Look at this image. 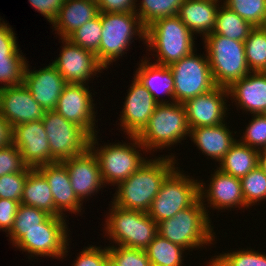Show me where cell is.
<instances>
[{
    "instance_id": "6da1fadb",
    "label": "cell",
    "mask_w": 266,
    "mask_h": 266,
    "mask_svg": "<svg viewBox=\"0 0 266 266\" xmlns=\"http://www.w3.org/2000/svg\"><path fill=\"white\" fill-rule=\"evenodd\" d=\"M156 158L147 159L136 172L116 185L113 204L128 210L149 211L161 184L177 164L172 154Z\"/></svg>"
},
{
    "instance_id": "7a4b0ae2",
    "label": "cell",
    "mask_w": 266,
    "mask_h": 266,
    "mask_svg": "<svg viewBox=\"0 0 266 266\" xmlns=\"http://www.w3.org/2000/svg\"><path fill=\"white\" fill-rule=\"evenodd\" d=\"M194 34L178 15L160 18L146 27L145 44L155 51L156 64L169 66L194 51Z\"/></svg>"
},
{
    "instance_id": "3957f363",
    "label": "cell",
    "mask_w": 266,
    "mask_h": 266,
    "mask_svg": "<svg viewBox=\"0 0 266 266\" xmlns=\"http://www.w3.org/2000/svg\"><path fill=\"white\" fill-rule=\"evenodd\" d=\"M206 207L198 199L192 206L177 212L174 217L158 223V234L186 250L213 244L215 232Z\"/></svg>"
},
{
    "instance_id": "277c9868",
    "label": "cell",
    "mask_w": 266,
    "mask_h": 266,
    "mask_svg": "<svg viewBox=\"0 0 266 266\" xmlns=\"http://www.w3.org/2000/svg\"><path fill=\"white\" fill-rule=\"evenodd\" d=\"M186 111L182 103H159L145 127L136 135L147 152L180 143L189 136ZM171 145V146H170Z\"/></svg>"
},
{
    "instance_id": "5b68a950",
    "label": "cell",
    "mask_w": 266,
    "mask_h": 266,
    "mask_svg": "<svg viewBox=\"0 0 266 266\" xmlns=\"http://www.w3.org/2000/svg\"><path fill=\"white\" fill-rule=\"evenodd\" d=\"M96 137L97 134L90 137L89 150L97 159L104 185L107 183L113 186L117 185L130 177L147 161L139 153L140 149H144L145 153L147 150L136 136H128L132 143L122 144L118 142L112 145L110 143L101 147H96L98 144Z\"/></svg>"
},
{
    "instance_id": "8992f818",
    "label": "cell",
    "mask_w": 266,
    "mask_h": 266,
    "mask_svg": "<svg viewBox=\"0 0 266 266\" xmlns=\"http://www.w3.org/2000/svg\"><path fill=\"white\" fill-rule=\"evenodd\" d=\"M210 69L217 86L228 88L248 75L244 42L210 33L204 38Z\"/></svg>"
},
{
    "instance_id": "52a82bcc",
    "label": "cell",
    "mask_w": 266,
    "mask_h": 266,
    "mask_svg": "<svg viewBox=\"0 0 266 266\" xmlns=\"http://www.w3.org/2000/svg\"><path fill=\"white\" fill-rule=\"evenodd\" d=\"M106 234L118 246L145 250L158 234V223L148 213L111 204Z\"/></svg>"
},
{
    "instance_id": "ba28073f",
    "label": "cell",
    "mask_w": 266,
    "mask_h": 266,
    "mask_svg": "<svg viewBox=\"0 0 266 266\" xmlns=\"http://www.w3.org/2000/svg\"><path fill=\"white\" fill-rule=\"evenodd\" d=\"M102 36L96 53L106 69L124 55L134 35L145 40L146 28L136 13H101Z\"/></svg>"
},
{
    "instance_id": "9c48e42d",
    "label": "cell",
    "mask_w": 266,
    "mask_h": 266,
    "mask_svg": "<svg viewBox=\"0 0 266 266\" xmlns=\"http://www.w3.org/2000/svg\"><path fill=\"white\" fill-rule=\"evenodd\" d=\"M178 168L166 176L147 212L157 223L174 217L199 199L198 180L185 176Z\"/></svg>"
},
{
    "instance_id": "30bf717a",
    "label": "cell",
    "mask_w": 266,
    "mask_h": 266,
    "mask_svg": "<svg viewBox=\"0 0 266 266\" xmlns=\"http://www.w3.org/2000/svg\"><path fill=\"white\" fill-rule=\"evenodd\" d=\"M174 78V102L184 103L206 93L217 85L214 82L207 53L196 55L195 50L169 65Z\"/></svg>"
},
{
    "instance_id": "8fae6325",
    "label": "cell",
    "mask_w": 266,
    "mask_h": 266,
    "mask_svg": "<svg viewBox=\"0 0 266 266\" xmlns=\"http://www.w3.org/2000/svg\"><path fill=\"white\" fill-rule=\"evenodd\" d=\"M42 123L54 162L76 157L89 149L91 136L82 127L66 120L55 110L46 111Z\"/></svg>"
},
{
    "instance_id": "7c38bea8",
    "label": "cell",
    "mask_w": 266,
    "mask_h": 266,
    "mask_svg": "<svg viewBox=\"0 0 266 266\" xmlns=\"http://www.w3.org/2000/svg\"><path fill=\"white\" fill-rule=\"evenodd\" d=\"M63 216H50L41 227L24 231L14 245L22 251L39 257H55L64 259L68 253V228Z\"/></svg>"
},
{
    "instance_id": "4fadbf2b",
    "label": "cell",
    "mask_w": 266,
    "mask_h": 266,
    "mask_svg": "<svg viewBox=\"0 0 266 266\" xmlns=\"http://www.w3.org/2000/svg\"><path fill=\"white\" fill-rule=\"evenodd\" d=\"M60 57L52 62L66 83L88 84L89 79L105 68L95 53L75 45L68 38H62ZM98 72V73H97Z\"/></svg>"
},
{
    "instance_id": "5bb4252c",
    "label": "cell",
    "mask_w": 266,
    "mask_h": 266,
    "mask_svg": "<svg viewBox=\"0 0 266 266\" xmlns=\"http://www.w3.org/2000/svg\"><path fill=\"white\" fill-rule=\"evenodd\" d=\"M86 86L88 85L67 83L58 99L55 111L93 136L96 132L98 134L95 129V104L92 92Z\"/></svg>"
},
{
    "instance_id": "9a60e30c",
    "label": "cell",
    "mask_w": 266,
    "mask_h": 266,
    "mask_svg": "<svg viewBox=\"0 0 266 266\" xmlns=\"http://www.w3.org/2000/svg\"><path fill=\"white\" fill-rule=\"evenodd\" d=\"M12 137L13 144L21 152L27 167L37 169L40 166L55 163L42 120L15 125Z\"/></svg>"
},
{
    "instance_id": "2e32d148",
    "label": "cell",
    "mask_w": 266,
    "mask_h": 266,
    "mask_svg": "<svg viewBox=\"0 0 266 266\" xmlns=\"http://www.w3.org/2000/svg\"><path fill=\"white\" fill-rule=\"evenodd\" d=\"M228 88L216 86L212 90L183 103L190 128L217 126L225 122Z\"/></svg>"
},
{
    "instance_id": "e0dca14e",
    "label": "cell",
    "mask_w": 266,
    "mask_h": 266,
    "mask_svg": "<svg viewBox=\"0 0 266 266\" xmlns=\"http://www.w3.org/2000/svg\"><path fill=\"white\" fill-rule=\"evenodd\" d=\"M45 109L33 98L23 84L0 88V114L11 124L42 120Z\"/></svg>"
},
{
    "instance_id": "ac0fdd59",
    "label": "cell",
    "mask_w": 266,
    "mask_h": 266,
    "mask_svg": "<svg viewBox=\"0 0 266 266\" xmlns=\"http://www.w3.org/2000/svg\"><path fill=\"white\" fill-rule=\"evenodd\" d=\"M125 98L120 126L128 136H136L148 123L158 105L151 93L134 76Z\"/></svg>"
},
{
    "instance_id": "d6986e66",
    "label": "cell",
    "mask_w": 266,
    "mask_h": 266,
    "mask_svg": "<svg viewBox=\"0 0 266 266\" xmlns=\"http://www.w3.org/2000/svg\"><path fill=\"white\" fill-rule=\"evenodd\" d=\"M28 61L24 71V85L33 95L34 100L45 111L55 110L66 81L51 63L40 70H30Z\"/></svg>"
},
{
    "instance_id": "ffe728a7",
    "label": "cell",
    "mask_w": 266,
    "mask_h": 266,
    "mask_svg": "<svg viewBox=\"0 0 266 266\" xmlns=\"http://www.w3.org/2000/svg\"><path fill=\"white\" fill-rule=\"evenodd\" d=\"M211 175L209 187L199 182V199L204 207L207 204L217 210L246 207L239 178L223 173L218 167ZM204 198L207 199V204L204 203Z\"/></svg>"
},
{
    "instance_id": "44dd1931",
    "label": "cell",
    "mask_w": 266,
    "mask_h": 266,
    "mask_svg": "<svg viewBox=\"0 0 266 266\" xmlns=\"http://www.w3.org/2000/svg\"><path fill=\"white\" fill-rule=\"evenodd\" d=\"M61 163L66 167L71 187L81 202L97 193L104 185L97 159L89 149Z\"/></svg>"
},
{
    "instance_id": "7402d4cb",
    "label": "cell",
    "mask_w": 266,
    "mask_h": 266,
    "mask_svg": "<svg viewBox=\"0 0 266 266\" xmlns=\"http://www.w3.org/2000/svg\"><path fill=\"white\" fill-rule=\"evenodd\" d=\"M0 18V88L23 84L27 60L19 52L16 34ZM22 54V55H21Z\"/></svg>"
},
{
    "instance_id": "603a6c76",
    "label": "cell",
    "mask_w": 266,
    "mask_h": 266,
    "mask_svg": "<svg viewBox=\"0 0 266 266\" xmlns=\"http://www.w3.org/2000/svg\"><path fill=\"white\" fill-rule=\"evenodd\" d=\"M228 93L240 109L263 114L266 110V72H250L228 87Z\"/></svg>"
},
{
    "instance_id": "cb8c5ba5",
    "label": "cell",
    "mask_w": 266,
    "mask_h": 266,
    "mask_svg": "<svg viewBox=\"0 0 266 266\" xmlns=\"http://www.w3.org/2000/svg\"><path fill=\"white\" fill-rule=\"evenodd\" d=\"M49 183L54 206L64 217V212L81 213L83 205L71 187L70 177L66 167L61 162L43 165L37 168Z\"/></svg>"
},
{
    "instance_id": "d4e9b609",
    "label": "cell",
    "mask_w": 266,
    "mask_h": 266,
    "mask_svg": "<svg viewBox=\"0 0 266 266\" xmlns=\"http://www.w3.org/2000/svg\"><path fill=\"white\" fill-rule=\"evenodd\" d=\"M233 136L225 122L217 126L190 128L189 132V137L197 145V148L218 162L237 141Z\"/></svg>"
},
{
    "instance_id": "484cf974",
    "label": "cell",
    "mask_w": 266,
    "mask_h": 266,
    "mask_svg": "<svg viewBox=\"0 0 266 266\" xmlns=\"http://www.w3.org/2000/svg\"><path fill=\"white\" fill-rule=\"evenodd\" d=\"M99 15L96 1L66 0L57 18L52 22L53 29L60 39L68 38L75 30Z\"/></svg>"
},
{
    "instance_id": "4316f807",
    "label": "cell",
    "mask_w": 266,
    "mask_h": 266,
    "mask_svg": "<svg viewBox=\"0 0 266 266\" xmlns=\"http://www.w3.org/2000/svg\"><path fill=\"white\" fill-rule=\"evenodd\" d=\"M219 2L216 0H184L178 16L193 34H200L204 38L215 28Z\"/></svg>"
},
{
    "instance_id": "83f0119b",
    "label": "cell",
    "mask_w": 266,
    "mask_h": 266,
    "mask_svg": "<svg viewBox=\"0 0 266 266\" xmlns=\"http://www.w3.org/2000/svg\"><path fill=\"white\" fill-rule=\"evenodd\" d=\"M148 59L141 60L139 67L135 71V77L151 93L157 103L174 102V78L169 66L151 63ZM170 96L171 101L160 100L159 95Z\"/></svg>"
},
{
    "instance_id": "f1b7e54d",
    "label": "cell",
    "mask_w": 266,
    "mask_h": 266,
    "mask_svg": "<svg viewBox=\"0 0 266 266\" xmlns=\"http://www.w3.org/2000/svg\"><path fill=\"white\" fill-rule=\"evenodd\" d=\"M20 203L39 208L51 216H62L54 206L48 181L38 169L29 171Z\"/></svg>"
},
{
    "instance_id": "f546056e",
    "label": "cell",
    "mask_w": 266,
    "mask_h": 266,
    "mask_svg": "<svg viewBox=\"0 0 266 266\" xmlns=\"http://www.w3.org/2000/svg\"><path fill=\"white\" fill-rule=\"evenodd\" d=\"M261 152L237 140L219 162V170L241 179L259 165Z\"/></svg>"
},
{
    "instance_id": "4dcf8cb0",
    "label": "cell",
    "mask_w": 266,
    "mask_h": 266,
    "mask_svg": "<svg viewBox=\"0 0 266 266\" xmlns=\"http://www.w3.org/2000/svg\"><path fill=\"white\" fill-rule=\"evenodd\" d=\"M253 28L254 26L223 4L217 10L212 33L244 42Z\"/></svg>"
},
{
    "instance_id": "1f68e13d",
    "label": "cell",
    "mask_w": 266,
    "mask_h": 266,
    "mask_svg": "<svg viewBox=\"0 0 266 266\" xmlns=\"http://www.w3.org/2000/svg\"><path fill=\"white\" fill-rule=\"evenodd\" d=\"M186 249L157 234L145 249L151 266H182Z\"/></svg>"
},
{
    "instance_id": "d6a6232c",
    "label": "cell",
    "mask_w": 266,
    "mask_h": 266,
    "mask_svg": "<svg viewBox=\"0 0 266 266\" xmlns=\"http://www.w3.org/2000/svg\"><path fill=\"white\" fill-rule=\"evenodd\" d=\"M51 215L39 208L19 204L14 224L11 230L7 233L11 243L14 245L21 237L24 236V231L33 230L41 227Z\"/></svg>"
},
{
    "instance_id": "836d02e7",
    "label": "cell",
    "mask_w": 266,
    "mask_h": 266,
    "mask_svg": "<svg viewBox=\"0 0 266 266\" xmlns=\"http://www.w3.org/2000/svg\"><path fill=\"white\" fill-rule=\"evenodd\" d=\"M140 2L136 14L146 28L157 19L178 15L184 0H142Z\"/></svg>"
},
{
    "instance_id": "e575fe53",
    "label": "cell",
    "mask_w": 266,
    "mask_h": 266,
    "mask_svg": "<svg viewBox=\"0 0 266 266\" xmlns=\"http://www.w3.org/2000/svg\"><path fill=\"white\" fill-rule=\"evenodd\" d=\"M245 58L251 72H266V33L254 27L244 41Z\"/></svg>"
},
{
    "instance_id": "d590c367",
    "label": "cell",
    "mask_w": 266,
    "mask_h": 266,
    "mask_svg": "<svg viewBox=\"0 0 266 266\" xmlns=\"http://www.w3.org/2000/svg\"><path fill=\"white\" fill-rule=\"evenodd\" d=\"M102 36L101 13L94 19L87 21L77 28L68 39L85 50L97 53Z\"/></svg>"
},
{
    "instance_id": "8d00e7d4",
    "label": "cell",
    "mask_w": 266,
    "mask_h": 266,
    "mask_svg": "<svg viewBox=\"0 0 266 266\" xmlns=\"http://www.w3.org/2000/svg\"><path fill=\"white\" fill-rule=\"evenodd\" d=\"M240 181L246 209L266 199V176L259 165Z\"/></svg>"
},
{
    "instance_id": "74e56055",
    "label": "cell",
    "mask_w": 266,
    "mask_h": 266,
    "mask_svg": "<svg viewBox=\"0 0 266 266\" xmlns=\"http://www.w3.org/2000/svg\"><path fill=\"white\" fill-rule=\"evenodd\" d=\"M214 257L209 262V266H266V254L254 251V249H239Z\"/></svg>"
},
{
    "instance_id": "f35d334b",
    "label": "cell",
    "mask_w": 266,
    "mask_h": 266,
    "mask_svg": "<svg viewBox=\"0 0 266 266\" xmlns=\"http://www.w3.org/2000/svg\"><path fill=\"white\" fill-rule=\"evenodd\" d=\"M225 6L254 27H260L266 17V0H224Z\"/></svg>"
},
{
    "instance_id": "ab89813d",
    "label": "cell",
    "mask_w": 266,
    "mask_h": 266,
    "mask_svg": "<svg viewBox=\"0 0 266 266\" xmlns=\"http://www.w3.org/2000/svg\"><path fill=\"white\" fill-rule=\"evenodd\" d=\"M252 116L251 122L249 121L239 141L262 152L266 148V117L262 114Z\"/></svg>"
},
{
    "instance_id": "60d3db41",
    "label": "cell",
    "mask_w": 266,
    "mask_h": 266,
    "mask_svg": "<svg viewBox=\"0 0 266 266\" xmlns=\"http://www.w3.org/2000/svg\"><path fill=\"white\" fill-rule=\"evenodd\" d=\"M32 168L0 176V198L21 202L25 180Z\"/></svg>"
},
{
    "instance_id": "b9f144b4",
    "label": "cell",
    "mask_w": 266,
    "mask_h": 266,
    "mask_svg": "<svg viewBox=\"0 0 266 266\" xmlns=\"http://www.w3.org/2000/svg\"><path fill=\"white\" fill-rule=\"evenodd\" d=\"M109 255L119 266H151L145 250L118 246H108Z\"/></svg>"
},
{
    "instance_id": "7bdbcfd3",
    "label": "cell",
    "mask_w": 266,
    "mask_h": 266,
    "mask_svg": "<svg viewBox=\"0 0 266 266\" xmlns=\"http://www.w3.org/2000/svg\"><path fill=\"white\" fill-rule=\"evenodd\" d=\"M26 167L21 152L13 143L0 149V176L23 171Z\"/></svg>"
},
{
    "instance_id": "ee69618b",
    "label": "cell",
    "mask_w": 266,
    "mask_h": 266,
    "mask_svg": "<svg viewBox=\"0 0 266 266\" xmlns=\"http://www.w3.org/2000/svg\"><path fill=\"white\" fill-rule=\"evenodd\" d=\"M89 246L82 250L74 261V266H105L106 256L109 254L108 247L101 248Z\"/></svg>"
},
{
    "instance_id": "f6af8a7d",
    "label": "cell",
    "mask_w": 266,
    "mask_h": 266,
    "mask_svg": "<svg viewBox=\"0 0 266 266\" xmlns=\"http://www.w3.org/2000/svg\"><path fill=\"white\" fill-rule=\"evenodd\" d=\"M137 0H97L99 13H136Z\"/></svg>"
},
{
    "instance_id": "bcb514c9",
    "label": "cell",
    "mask_w": 266,
    "mask_h": 266,
    "mask_svg": "<svg viewBox=\"0 0 266 266\" xmlns=\"http://www.w3.org/2000/svg\"><path fill=\"white\" fill-rule=\"evenodd\" d=\"M18 201L0 198V229L9 232L14 224Z\"/></svg>"
},
{
    "instance_id": "7dc6e473",
    "label": "cell",
    "mask_w": 266,
    "mask_h": 266,
    "mask_svg": "<svg viewBox=\"0 0 266 266\" xmlns=\"http://www.w3.org/2000/svg\"><path fill=\"white\" fill-rule=\"evenodd\" d=\"M66 0H29L30 4L47 20L52 22L57 18L61 6Z\"/></svg>"
},
{
    "instance_id": "c3c4849f",
    "label": "cell",
    "mask_w": 266,
    "mask_h": 266,
    "mask_svg": "<svg viewBox=\"0 0 266 266\" xmlns=\"http://www.w3.org/2000/svg\"><path fill=\"white\" fill-rule=\"evenodd\" d=\"M13 127L0 114V149L10 146L13 143Z\"/></svg>"
},
{
    "instance_id": "681fc988",
    "label": "cell",
    "mask_w": 266,
    "mask_h": 266,
    "mask_svg": "<svg viewBox=\"0 0 266 266\" xmlns=\"http://www.w3.org/2000/svg\"><path fill=\"white\" fill-rule=\"evenodd\" d=\"M259 166L261 167L266 176V148L261 152V157L259 159Z\"/></svg>"
},
{
    "instance_id": "f907efd6",
    "label": "cell",
    "mask_w": 266,
    "mask_h": 266,
    "mask_svg": "<svg viewBox=\"0 0 266 266\" xmlns=\"http://www.w3.org/2000/svg\"><path fill=\"white\" fill-rule=\"evenodd\" d=\"M105 266H119L118 263L108 254L106 256Z\"/></svg>"
},
{
    "instance_id": "816d5d0a",
    "label": "cell",
    "mask_w": 266,
    "mask_h": 266,
    "mask_svg": "<svg viewBox=\"0 0 266 266\" xmlns=\"http://www.w3.org/2000/svg\"><path fill=\"white\" fill-rule=\"evenodd\" d=\"M260 28L266 33V17L264 18V21L261 24Z\"/></svg>"
},
{
    "instance_id": "f5cc1de1",
    "label": "cell",
    "mask_w": 266,
    "mask_h": 266,
    "mask_svg": "<svg viewBox=\"0 0 266 266\" xmlns=\"http://www.w3.org/2000/svg\"><path fill=\"white\" fill-rule=\"evenodd\" d=\"M262 115L266 117V110L263 112V114H262Z\"/></svg>"
}]
</instances>
